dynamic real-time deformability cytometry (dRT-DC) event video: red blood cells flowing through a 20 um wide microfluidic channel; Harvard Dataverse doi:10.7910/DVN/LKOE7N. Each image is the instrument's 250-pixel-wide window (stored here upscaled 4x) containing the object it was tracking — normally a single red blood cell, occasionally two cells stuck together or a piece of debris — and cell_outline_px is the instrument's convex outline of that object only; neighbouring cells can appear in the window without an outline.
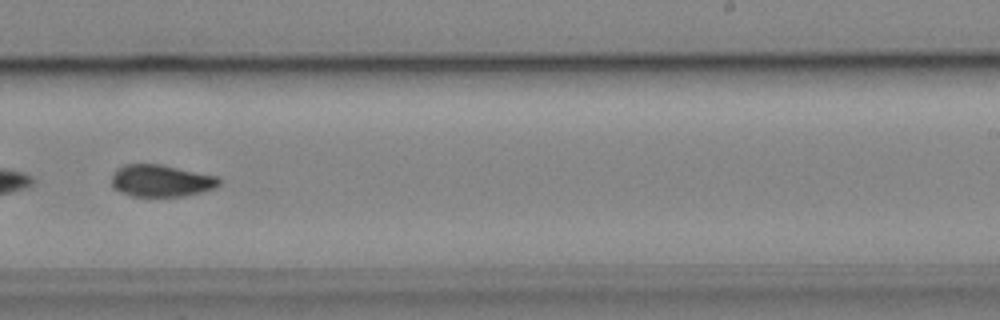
{"species": "common noctule bat (a hibernating species)", "species_latin": "Nyctalus noctula", "temperature_condition": "cold", "stored_images_in_passage": 28, "camera_frame_rate_fps": 3000, "um_per_image_px": 0.085, "animal": {"sex": "male", "body_mass_g": 19.2, "forearm_length_mm": 51.8}, "frame": {"image": 1, "passage_image": 20, "time_ms": 6.333, "image_size_px": [1000, 320], "cell_outline_px": [[220, 184], [212, 188], [200, 192], [184, 196], [132, 196], [120, 192], [112, 188], [112, 172], [116, 168], [124, 164], [160, 164], [216, 176], [220, 180]], "centroid_in_image_um": [13.62, 15.36], "position_along_channel_um": 275.4, "area_um2": 20.0}, "authors_computed_cell_mechanics": {"area_um2": 20.6924, "velocity_mm_per_s": 3.8664, "shape_relaxation_time_tau1_ms": null, "shape_relaxation_time_tau2_ms": 8.0518, "deformation_change_tau1": null, "deformation_change_tau2": 0.1226}}